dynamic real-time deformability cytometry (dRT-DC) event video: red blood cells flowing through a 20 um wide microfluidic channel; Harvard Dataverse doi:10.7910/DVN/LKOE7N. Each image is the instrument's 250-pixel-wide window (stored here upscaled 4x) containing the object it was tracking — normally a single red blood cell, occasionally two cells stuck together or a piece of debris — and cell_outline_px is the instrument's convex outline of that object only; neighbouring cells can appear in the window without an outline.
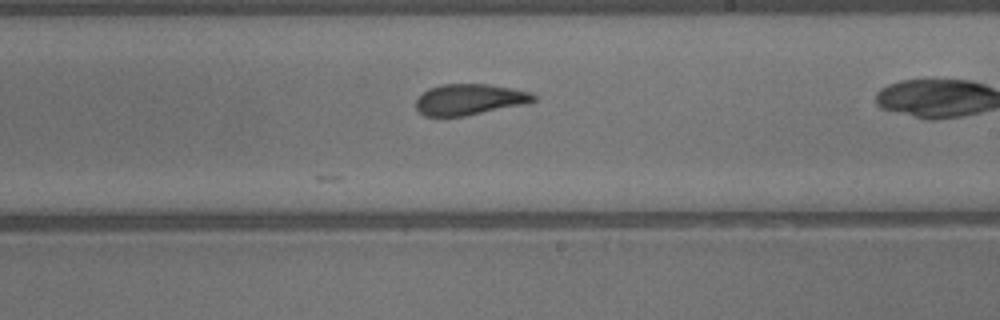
{"species": "common noctule bat (a hibernating species)", "species_latin": "Nyctalus noctula", "temperature_condition": "warm", "stored_images_in_passage": 21, "camera_frame_rate_fps": 3000, "um_per_image_px": 0.085, "animal": {"sex": "male", "body_mass_g": 13.3}, "frame": {"image": 1, "passage_image": 14, "time_ms": 4.333, "image_size_px": [1000, 320], "cell_outline_px": [[536, 100], [528, 104], [464, 116], [424, 116], [416, 108], [416, 100], [428, 88], [440, 84], [488, 84], [512, 88], [532, 92], [536, 96]], "centroid_in_image_um": [39.95, 8.45], "position_along_channel_um": 249.1, "area_um2": 21.39}}